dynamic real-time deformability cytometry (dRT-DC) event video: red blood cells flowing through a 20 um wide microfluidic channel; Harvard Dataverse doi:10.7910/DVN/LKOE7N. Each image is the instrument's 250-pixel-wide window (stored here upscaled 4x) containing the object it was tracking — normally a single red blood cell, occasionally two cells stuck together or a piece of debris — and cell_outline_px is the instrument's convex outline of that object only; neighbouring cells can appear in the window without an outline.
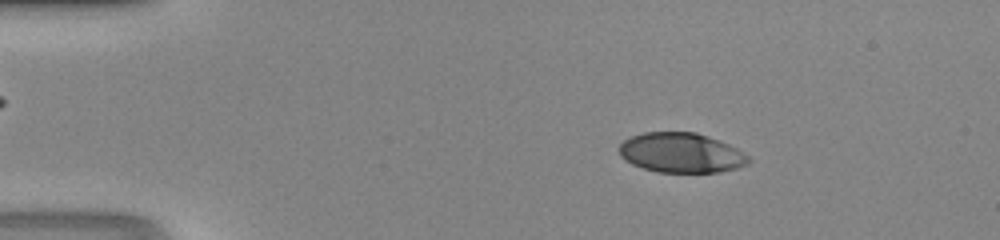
{"species": "human", "species_latin": "Homo sapiens", "temperature_condition": "room temperature", "stored_images_in_passage": 47, "camera_frame_rate_fps": 3000, "um_per_image_px": 0.085, "donor": {"sex": "male"}, "frame": {"image": 1, "passage_image": 8, "time_ms": 2.333, "image_size_px": [1000, 240], "cell_outline_px": [[752, 160], [748, 164], [736, 168], [720, 172], [656, 172], [632, 164], [624, 160], [620, 156], [620, 144], [624, 140], [632, 136], [644, 132], [696, 132], [708, 136], [728, 144], [736, 148], [748, 156]], "centroid_in_image_um": [57.9, 12.99], "position_along_channel_um": 27.1, "area_um2": 30.0}}
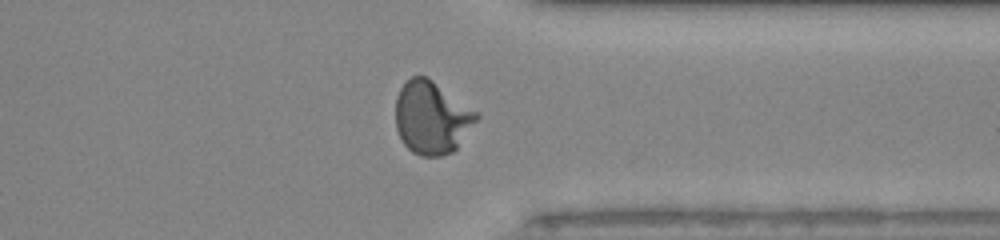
{"frame": {"image": 2, "passage_image": 37, "time_ms": 12.0, "image_size_px": [1000, 240], "cell_outline_px": [[480, 116], [456, 148], [452, 152], [440, 156], [420, 156], [412, 152], [404, 144], [396, 128], [396, 96], [400, 88], [412, 76], [424, 76], [432, 80], [480, 112]], "centroid_in_image_um": [36.71, 9.99], "position_along_channel_um": 374.7, "area_um2": 34.28}}
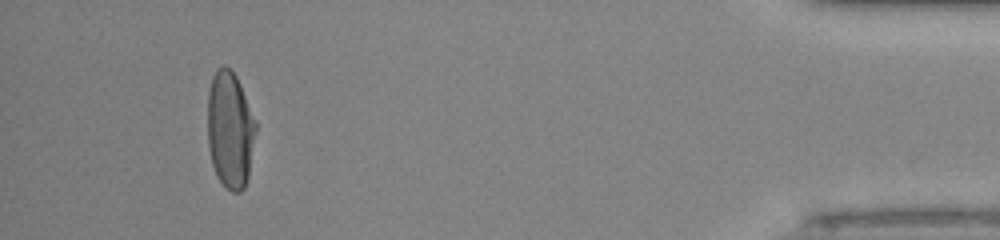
{"frame": {"image": 3, "passage_image": 44, "time_ms": 14.333, "image_size_px": [1000, 240], "cell_outline_px": [[256, 132], [248, 176], [244, 188], [240, 192], [232, 192], [216, 176], [212, 164], [208, 144], [208, 92], [212, 76], [216, 68], [224, 64], [236, 76], [256, 120]], "centroid_in_image_um": [19.55, 11.01], "position_along_channel_um": 415.6, "area_um2": 32.83}}